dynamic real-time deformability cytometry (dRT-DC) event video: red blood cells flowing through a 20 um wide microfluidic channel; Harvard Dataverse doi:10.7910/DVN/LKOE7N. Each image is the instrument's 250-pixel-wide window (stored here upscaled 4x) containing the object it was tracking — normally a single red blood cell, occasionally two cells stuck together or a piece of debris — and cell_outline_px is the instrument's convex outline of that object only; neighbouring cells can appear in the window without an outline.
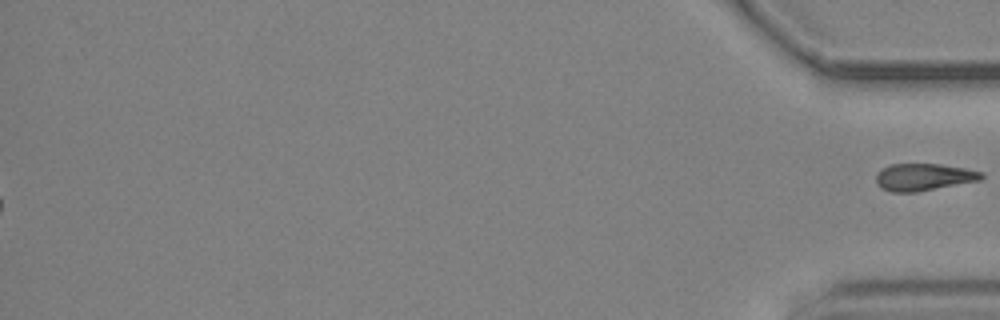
{"species": "common noctule bat (a hibernating species)", "species_latin": "Nyctalus noctula", "temperature_condition": "cold", "stored_images_in_passage": 52, "segment_of_instrument_passage": [2, 2], "camera_frame_rate_fps": 3000, "um_per_image_px": 0.085, "animal": {"sex": "male", "body_mass_g": 19.2, "forearm_length_mm": 51.8}, "frame": {"image": 1, "passage_image": 52, "time_ms": 17.0, "image_size_px": [1000, 320], "cell_outline_px": [[984, 176], [980, 180], [916, 192], [892, 192], [880, 188], [876, 184], [876, 172], [880, 168], [892, 164], [940, 164], [964, 168], [984, 172]], "centroid_in_image_um": [78.47, 15.05], "position_along_channel_um": 356.7, "area_um2": 16.76}}